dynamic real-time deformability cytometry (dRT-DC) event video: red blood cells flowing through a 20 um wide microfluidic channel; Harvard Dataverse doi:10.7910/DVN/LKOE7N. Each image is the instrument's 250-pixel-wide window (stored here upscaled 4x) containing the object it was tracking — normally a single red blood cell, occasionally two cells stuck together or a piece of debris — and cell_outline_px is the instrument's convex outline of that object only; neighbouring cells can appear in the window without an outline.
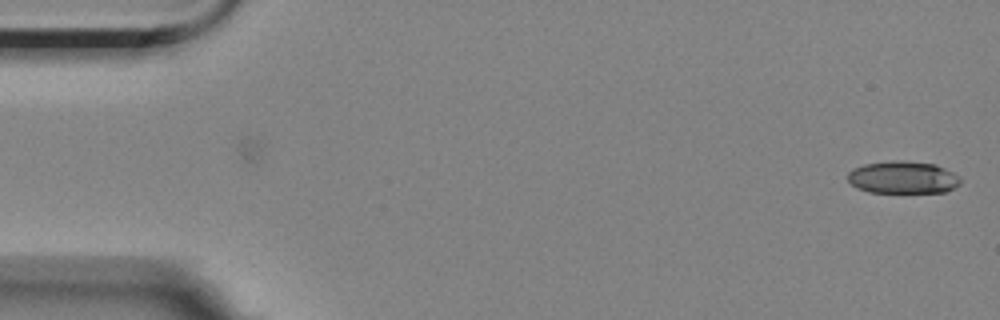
{"species": "Egyptian fruit bat (a non-hibernating species)", "species_latin": "Rousettus aegyptiacus", "temperature_condition": "room temperature", "stored_images_in_passage": 2, "camera_frame_rate_fps": 3000, "um_per_image_px": 0.085, "animal": {"sex": "female"}, "frame": {"image": 1, "passage_image": 2, "time_ms": 1.333, "image_size_px": [1000, 320], "cell_outline_px": [[960, 184], [944, 192], [868, 192], [856, 188], [848, 180], [848, 172], [852, 168], [864, 164], [892, 160], [904, 160], [936, 164], [960, 176]], "centroid_in_image_um": [76.72, 15.07], "position_along_channel_um": 8.3, "area_um2": 21.39}}